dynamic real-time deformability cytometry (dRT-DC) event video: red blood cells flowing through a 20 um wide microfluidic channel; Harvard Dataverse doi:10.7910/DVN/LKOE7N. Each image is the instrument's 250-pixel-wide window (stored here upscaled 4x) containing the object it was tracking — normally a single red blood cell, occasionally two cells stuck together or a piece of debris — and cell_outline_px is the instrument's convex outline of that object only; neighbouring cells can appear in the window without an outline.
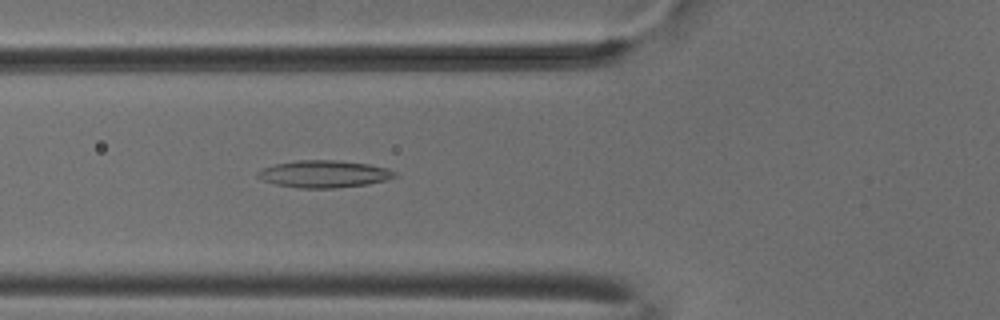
{"species": "common noctule bat (a hibernating species)", "species_latin": "Nyctalus noctula", "temperature_condition": "cold", "stored_images_in_passage": 44, "camera_frame_rate_fps": 3000, "um_per_image_px": 0.085, "animal": {"sex": "male", "body_mass_g": 18.8}, "frame": {"image": 1, "passage_image": 12, "time_ms": 3.667, "image_size_px": [1000, 320], "cell_outline_px": [[396, 176], [388, 180], [368, 184], [336, 188], [300, 188], [276, 184], [264, 180], [256, 176], [256, 172], [264, 168], [276, 164], [296, 160], [332, 160], [368, 164], [388, 168], [396, 172]], "centroid_in_image_um": [27.57, 14.79], "position_along_channel_um": 98.2, "area_um2": 21.62}}
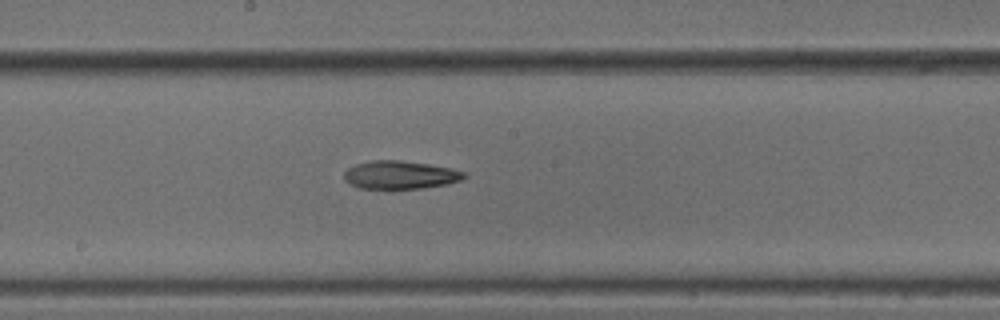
{"frame": {"image": 2, "passage_image": 21, "time_ms": 6.667, "image_size_px": [1000, 320], "cell_outline_px": [[468, 176], [460, 180], [448, 184], [424, 188], [360, 188], [348, 184], [344, 180], [344, 172], [348, 168], [356, 164], [372, 160], [400, 160], [428, 164], [448, 168], [464, 172]], "centroid_in_image_um": [33.99, 14.87], "position_along_channel_um": 214.2, "area_um2": 19.59}}
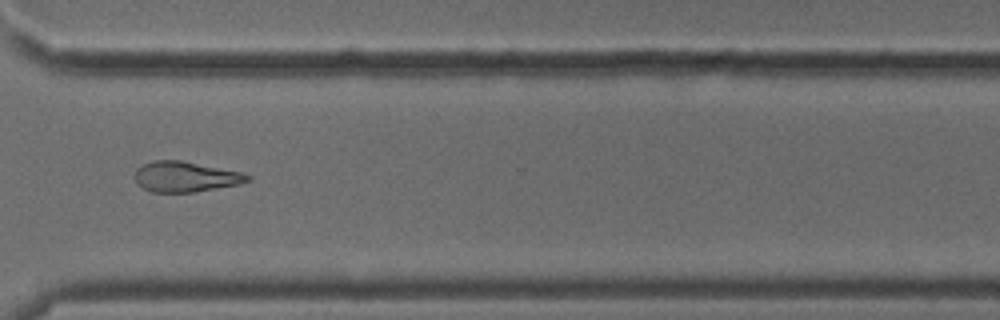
{"frame": {"image": 3, "passage_image": 32, "time_ms": 10.333, "image_size_px": [1000, 320], "cell_outline_px": [[252, 180], [240, 184], [192, 192], [152, 192], [136, 184], [136, 168], [152, 160], [180, 160], [240, 172], [252, 176]], "centroid_in_image_um": [15.76, 15.02], "position_along_channel_um": 354.8, "area_um2": 19.83}}